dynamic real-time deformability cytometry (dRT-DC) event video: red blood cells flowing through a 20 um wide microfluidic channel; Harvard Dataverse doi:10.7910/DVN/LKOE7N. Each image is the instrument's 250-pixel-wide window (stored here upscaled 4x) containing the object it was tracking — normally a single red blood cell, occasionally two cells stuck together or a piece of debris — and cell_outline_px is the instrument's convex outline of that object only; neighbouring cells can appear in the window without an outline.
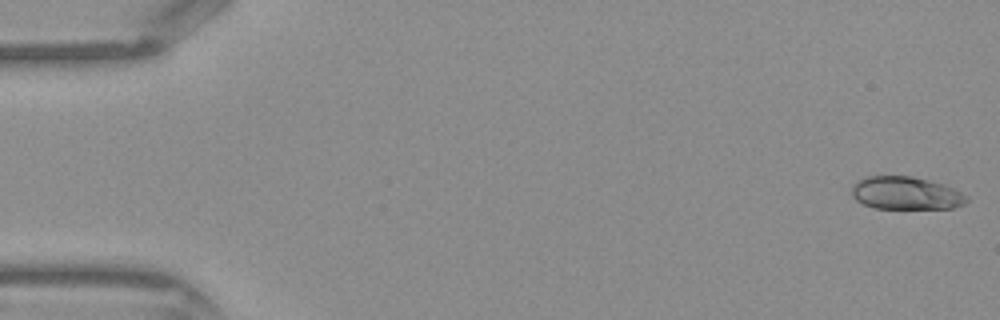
{"species": "Egyptian fruit bat (a non-hibernating species)", "species_latin": "Rousettus aegyptiacus", "temperature_condition": "warm", "stored_images_in_passage": 43, "camera_frame_rate_fps": 3000, "um_per_image_px": 0.085, "frame": {"image": 1, "passage_image": 1, "time_ms": 0.0, "image_size_px": [1000, 320], "cell_outline_px": [[968, 200], [964, 204], [952, 208], [876, 208], [864, 204], [856, 200], [852, 196], [852, 184], [868, 176], [912, 176], [944, 184], [968, 196]], "centroid_in_image_um": [77.0, 16.41], "position_along_channel_um": 8.0, "area_um2": 21.85}}
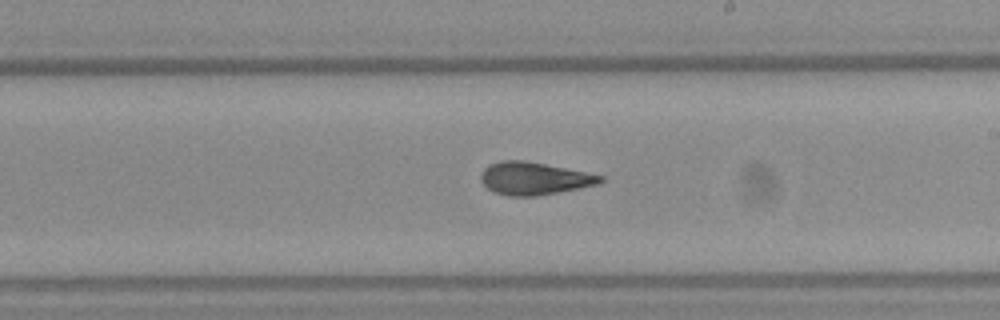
{"frame": {"image": 2, "passage_image": 25, "time_ms": 8.0, "image_size_px": [1000, 320], "cell_outline_px": [[604, 180], [600, 184], [580, 188], [536, 196], [508, 196], [492, 192], [480, 180], [480, 172], [488, 164], [500, 160], [524, 160], [604, 176]], "centroid_in_image_um": [45.35, 15.17], "position_along_channel_um": 243.6, "area_um2": 22.77}}
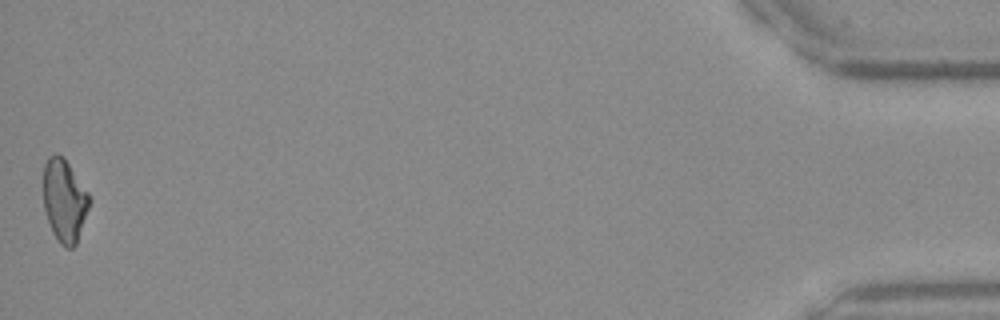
{"frame": {"image": 3, "passage_image": 43, "time_ms": 14.0, "image_size_px": [1000, 320], "cell_outline_px": [[92, 200], [76, 244], [72, 248], [64, 248], [60, 244], [52, 232], [44, 208], [44, 164], [48, 156], [56, 152], [64, 156], [88, 192]], "centroid_in_image_um": [5.49, 17.02], "position_along_channel_um": 429.7, "area_um2": 22.43}}